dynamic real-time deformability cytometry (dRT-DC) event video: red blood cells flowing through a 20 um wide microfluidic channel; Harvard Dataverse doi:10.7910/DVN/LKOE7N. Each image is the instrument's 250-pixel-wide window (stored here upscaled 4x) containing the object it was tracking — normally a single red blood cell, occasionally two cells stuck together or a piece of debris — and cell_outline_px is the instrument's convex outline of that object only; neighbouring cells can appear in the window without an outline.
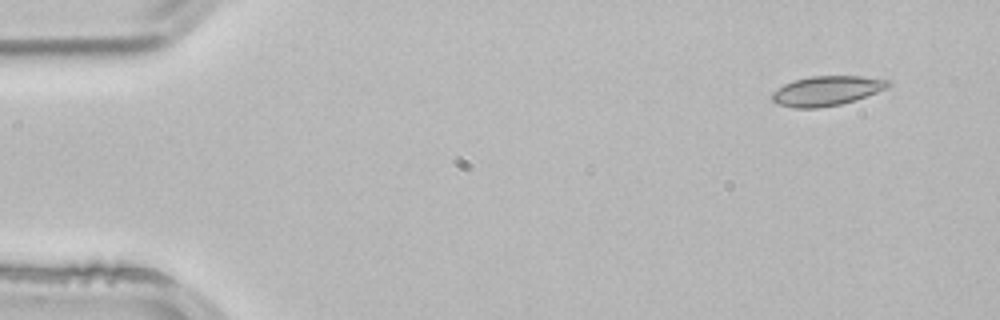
{"species": "common noctule bat (a hibernating species)", "species_latin": "Nyctalus noctula", "temperature_condition": "room temperature", "stored_images_in_passage": 3, "camera_frame_rate_fps": 3000, "um_per_image_px": 0.085, "animal": {"sex": "male", "body_mass_g": 21.5, "forearm_length_mm": 52.0}, "frame": {"image": 1, "passage_image": 1, "time_ms": 0.0, "image_size_px": [1000, 320], "cell_outline_px": [[892, 84], [888, 88], [840, 104], [816, 108], [792, 108], [776, 104], [772, 100], [772, 92], [784, 84], [792, 80], [812, 76], [860, 76], [888, 80]], "centroid_in_image_um": [70.22, 7.71], "position_along_channel_um": 14.8, "area_um2": 19.94}}
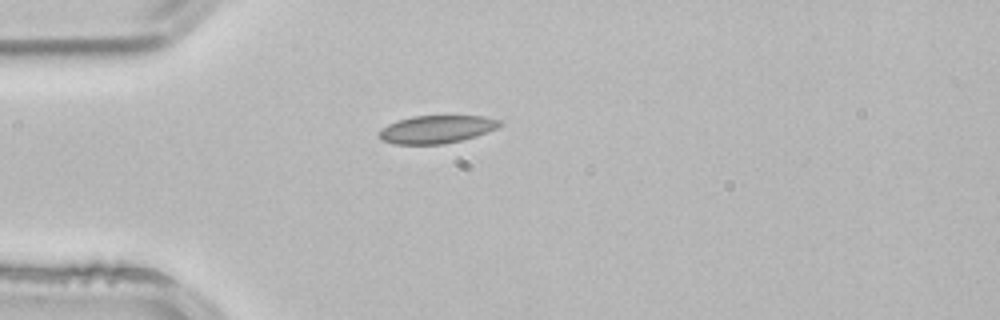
{"frame": {"image": 2, "passage_image": 3, "time_ms": 0.667, "image_size_px": [1000, 320], "cell_outline_px": [[500, 124], [496, 128], [476, 136], [444, 144], [396, 144], [384, 140], [380, 136], [380, 132], [388, 124], [412, 116], [484, 116], [500, 120]], "centroid_in_image_um": [37.14, 10.99], "position_along_channel_um": 47.9, "area_um2": 19.13}}